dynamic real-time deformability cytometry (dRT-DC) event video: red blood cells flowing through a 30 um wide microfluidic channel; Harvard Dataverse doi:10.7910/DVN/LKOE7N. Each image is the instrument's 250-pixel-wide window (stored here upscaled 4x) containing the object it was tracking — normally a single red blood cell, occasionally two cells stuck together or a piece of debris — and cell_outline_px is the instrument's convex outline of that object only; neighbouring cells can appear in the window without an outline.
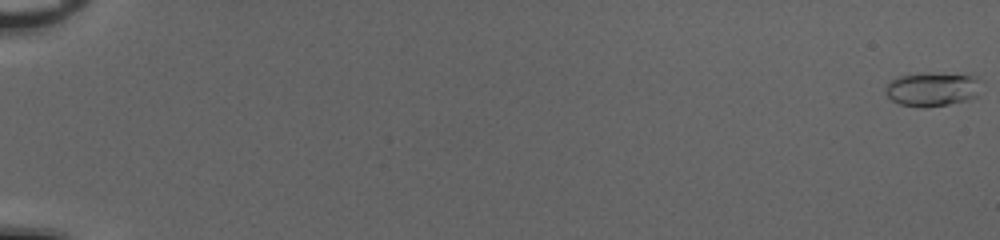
{"species": "common noctule bat (a hibernating species)", "species_latin": "Nyctalus noctula", "temperature_condition": "cold", "stored_images_in_passage": 54, "camera_frame_rate_fps": 3000, "um_per_image_px": 0.085, "animal": {"sex": "female", "body_mass_g": 20.0, "forearm_length_mm": 54.0}, "frame": {"image": 1, "passage_image": 1, "time_ms": 0.0, "image_size_px": [1000, 240], "cell_outline_px": [[976, 96], [964, 100], [948, 104], [924, 108], [900, 104], [892, 100], [888, 96], [884, 88], [892, 80], [900, 76], [928, 72], [976, 76]], "centroid_in_image_um": [79.16, 7.58], "position_along_channel_um": 5.8, "area_um2": 18.44}}
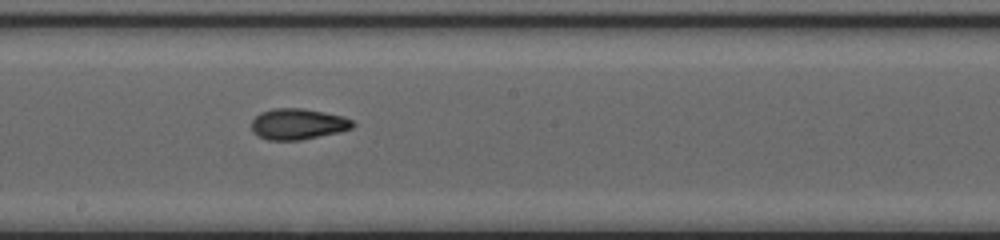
{"frame": {"image": 2, "passage_image": 33, "time_ms": 10.667, "image_size_px": [1000, 240], "cell_outline_px": [[356, 124], [352, 128], [340, 132], [300, 140], [268, 140], [252, 132], [252, 120], [260, 112], [276, 108], [304, 108], [344, 116], [352, 120]], "centroid_in_image_um": [25.34, 10.54], "position_along_channel_um": 222.9, "area_um2": 18.32}}
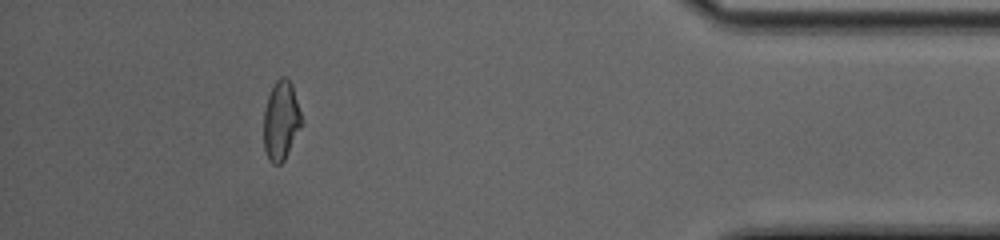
{"frame": {"image": 3, "passage_image": 50, "time_ms": 16.333, "image_size_px": [1000, 240], "cell_outline_px": [[304, 124], [284, 160], [280, 164], [272, 164], [268, 160], [264, 148], [264, 112], [268, 96], [276, 80], [280, 76], [284, 76], [292, 84]], "centroid_in_image_um": [23.9, 10.28], "position_along_channel_um": 411.3, "area_um2": 17.63}, "authors_computed_cell_mechanics": {"area_um2": 17.629, "velocity_mm_per_s": 4.0718, "shape_relaxation_time_tau1_ms": 9.037, "shape_relaxation_time_tau2_ms": 1.6216, "deformation_change_tau1": 0.247, "deformation_change_tau2": 0.0725}}